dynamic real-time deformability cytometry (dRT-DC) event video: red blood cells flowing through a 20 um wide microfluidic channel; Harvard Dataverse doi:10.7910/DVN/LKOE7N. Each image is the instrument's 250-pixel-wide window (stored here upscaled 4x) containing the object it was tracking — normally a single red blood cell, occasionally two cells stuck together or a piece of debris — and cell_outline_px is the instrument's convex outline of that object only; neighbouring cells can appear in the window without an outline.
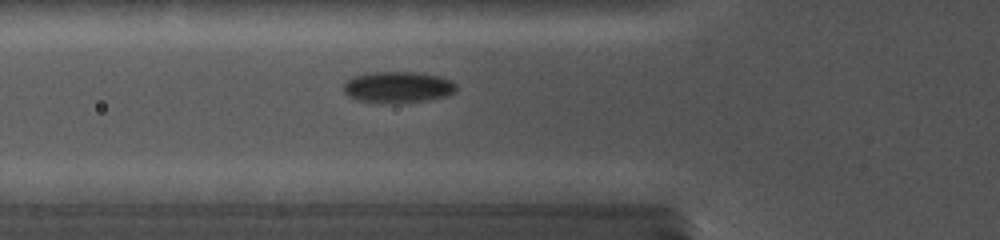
{"species": "common noctule bat (a hibernating species)", "species_latin": "Nyctalus noctula", "temperature_condition": "cold", "stored_images_in_passage": 23, "camera_frame_rate_fps": 5000, "um_per_image_px": 0.085, "animal": {"sex": "female", "body_mass_g": 19.0, "forearm_length_mm": 56.7}, "frame": {"image": 1, "passage_image": 3, "time_ms": 1.2, "image_size_px": [1000, 240], "cell_outline_px": [[456, 92], [448, 96], [420, 100], [360, 100], [348, 96], [344, 92], [344, 84], [348, 80], [356, 76], [372, 72], [416, 72], [440, 76], [452, 80], [456, 84]], "centroid_in_image_um": [33.89, 7.35], "position_along_channel_um": 91.9, "area_um2": 19.54}}
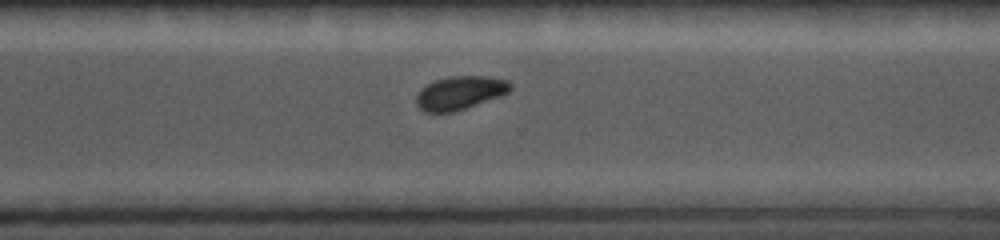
{"frame": {"image": 2, "passage_image": 14, "time_ms": 7.4, "image_size_px": [1000, 240], "cell_outline_px": [[512, 88], [508, 92], [500, 96], [452, 112], [424, 112], [416, 104], [416, 96], [420, 88], [436, 80], [448, 76], [488, 76], [508, 80], [512, 84]], "centroid_in_image_um": [39.09, 7.87], "position_along_channel_um": 331.5, "area_um2": 18.26}}
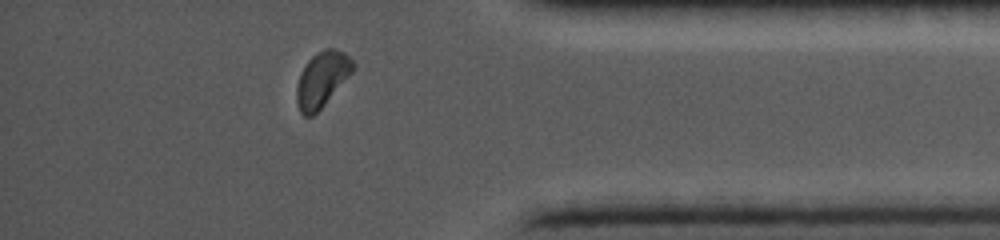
{"frame": {"image": 3, "passage_image": 19, "time_ms": 9.6, "image_size_px": [1000, 240], "cell_outline_px": [[356, 64], [352, 72], [324, 104], [312, 116], [304, 116], [300, 112], [296, 100], [296, 88], [300, 72], [308, 60], [316, 52], [328, 48], [336, 48], [344, 52]], "centroid_in_image_um": [27.35, 6.71], "position_along_channel_um": 407.8, "area_um2": 17.98}}